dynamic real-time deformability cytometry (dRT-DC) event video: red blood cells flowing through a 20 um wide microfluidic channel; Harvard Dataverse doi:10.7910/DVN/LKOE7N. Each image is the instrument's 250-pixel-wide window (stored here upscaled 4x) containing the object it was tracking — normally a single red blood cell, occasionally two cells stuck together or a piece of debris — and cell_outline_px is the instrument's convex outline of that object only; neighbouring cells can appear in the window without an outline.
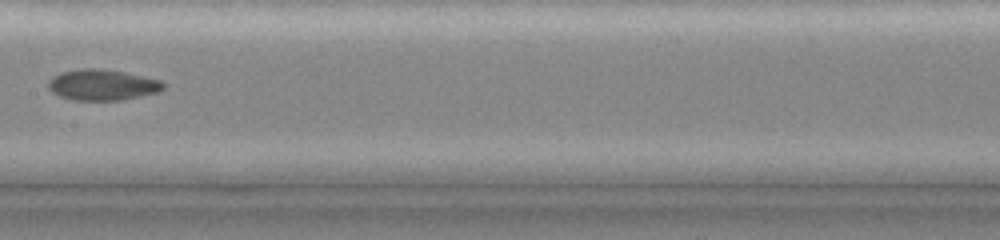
{"species": "common noctule bat (a hibernating species)", "species_latin": "Nyctalus noctula", "temperature_condition": "cold", "stored_images_in_passage": 10, "camera_frame_rate_fps": 3000, "um_per_image_px": 0.085, "animal": {"sex": "female", "body_mass_g": 19.0, "forearm_length_mm": 51.5}, "frame": {"image": 1, "passage_image": 10, "time_ms": 7.0, "image_size_px": [1000, 240], "cell_outline_px": [[164, 88], [156, 92], [140, 96], [120, 100], [76, 100], [60, 96], [52, 92], [48, 88], [48, 80], [52, 76], [64, 72], [88, 68], [100, 68], [124, 72], [160, 80], [164, 84]], "centroid_in_image_um": [8.68, 7.21], "position_along_channel_um": 198.7, "area_um2": 20.4}}